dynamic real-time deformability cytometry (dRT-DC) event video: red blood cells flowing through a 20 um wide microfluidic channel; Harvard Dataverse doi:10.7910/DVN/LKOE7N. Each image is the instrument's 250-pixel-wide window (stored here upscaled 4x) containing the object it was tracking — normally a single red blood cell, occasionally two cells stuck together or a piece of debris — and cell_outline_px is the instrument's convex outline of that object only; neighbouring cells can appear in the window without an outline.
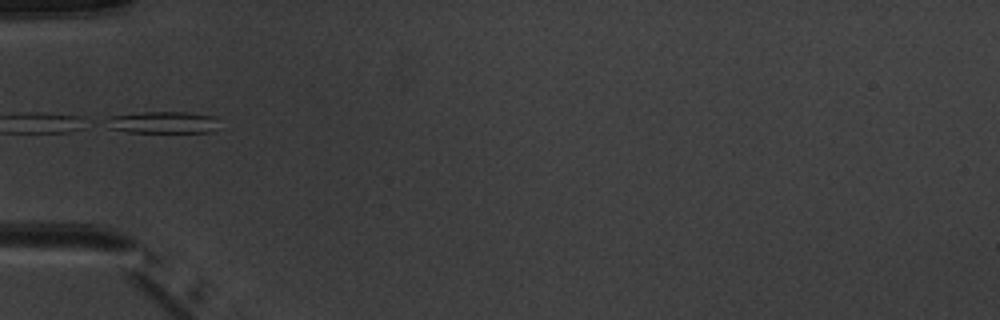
{"species": "common noctule bat (a hibernating species)", "species_latin": "Nyctalus noctula", "temperature_condition": "warm", "stored_images_in_passage": 3, "camera_frame_rate_fps": 3000, "um_per_image_px": 0.085, "animal": {"sex": "male", "body_mass_g": 20.1, "forearm_length_mm": 53.5}, "frame": {"image": 1, "passage_image": 3, "time_ms": 2.333, "image_size_px": [1000, 320], "cell_outline_px": [[220, 128], [212, 132], [128, 132], [108, 128], [112, 116], [144, 112], [188, 112], [216, 116]], "centroid_in_image_um": [14.0, 10.41], "position_along_channel_um": 71.0, "area_um2": 14.33}}